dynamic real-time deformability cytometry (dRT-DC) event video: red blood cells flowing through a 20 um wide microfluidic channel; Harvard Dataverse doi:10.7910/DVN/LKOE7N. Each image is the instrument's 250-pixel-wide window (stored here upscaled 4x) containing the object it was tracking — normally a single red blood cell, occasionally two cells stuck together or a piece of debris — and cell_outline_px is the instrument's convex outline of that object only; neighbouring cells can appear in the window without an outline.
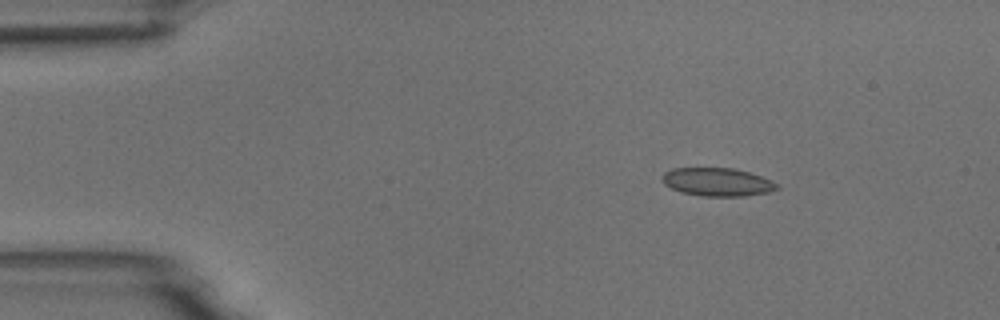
{"species": "common noctule bat (a hibernating species)", "species_latin": "Nyctalus noctula", "temperature_condition": "room temperature", "stored_images_in_passage": 4, "camera_frame_rate_fps": 3000, "um_per_image_px": 0.085, "animal": {"sex": "male", "body_mass_g": 18.8}, "frame": {"image": 1, "passage_image": 1, "time_ms": 0.0, "image_size_px": [1000, 320], "cell_outline_px": [[780, 188], [768, 192], [744, 196], [700, 196], [680, 192], [664, 184], [664, 172], [672, 168], [736, 168], [772, 180]], "centroid_in_image_um": [60.98, 15.47], "position_along_channel_um": 24.0, "area_um2": 18.79}}